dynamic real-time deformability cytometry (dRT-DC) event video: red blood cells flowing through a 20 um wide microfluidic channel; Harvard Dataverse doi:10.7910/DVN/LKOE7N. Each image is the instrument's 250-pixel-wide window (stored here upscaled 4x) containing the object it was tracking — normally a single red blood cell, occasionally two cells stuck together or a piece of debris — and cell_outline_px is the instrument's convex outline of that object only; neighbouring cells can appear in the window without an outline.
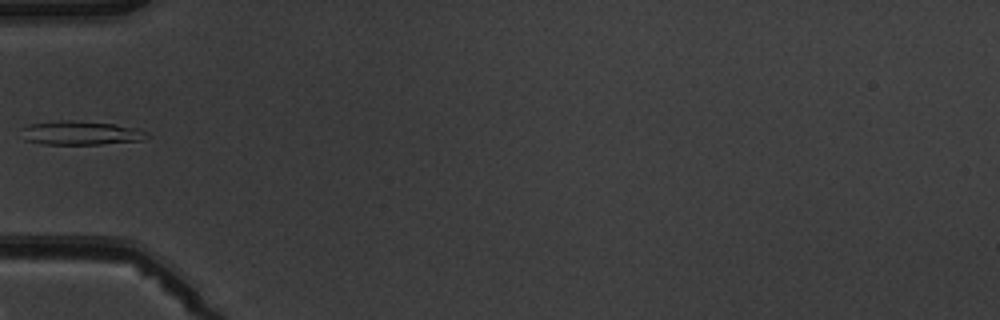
{"species": "common noctule bat (a hibernating species)", "species_latin": "Nyctalus noctula", "temperature_condition": "warm", "stored_images_in_passage": 6, "camera_frame_rate_fps": 3000, "um_per_image_px": 0.085, "animal": {"sex": "male", "body_mass_g": 19.5, "forearm_length_mm": 54.6}, "frame": {"image": 1, "passage_image": 5, "time_ms": 5.667, "image_size_px": [1000, 320], "cell_outline_px": [[152, 136], [144, 140], [100, 144], [44, 144], [24, 140], [20, 128], [28, 124], [60, 120], [72, 120], [116, 124], [136, 128], [148, 132]], "centroid_in_image_um": [6.87, 11.3], "position_along_channel_um": 78.1, "area_um2": 17.74}}